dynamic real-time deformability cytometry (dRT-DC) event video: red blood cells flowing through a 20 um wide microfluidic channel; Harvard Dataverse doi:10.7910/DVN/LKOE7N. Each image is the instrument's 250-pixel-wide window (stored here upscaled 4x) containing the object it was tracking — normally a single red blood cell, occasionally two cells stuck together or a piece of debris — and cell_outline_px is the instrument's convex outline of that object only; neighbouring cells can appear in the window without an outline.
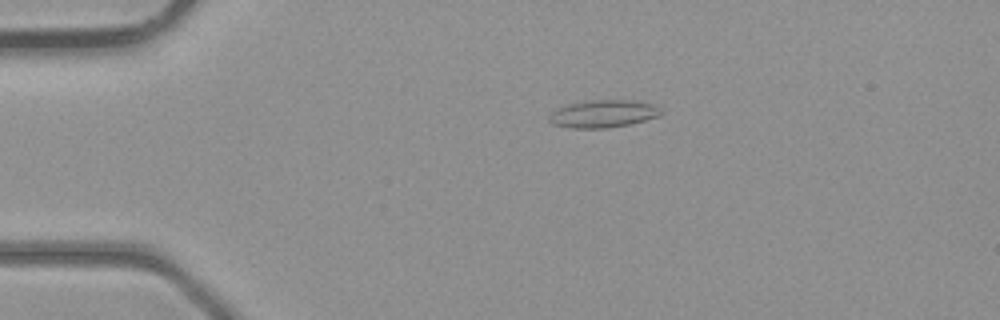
{"species": "common noctule bat (a hibernating species)", "species_latin": "Nyctalus noctula", "temperature_condition": "room temperature", "stored_images_in_passage": 5, "camera_frame_rate_fps": 3000, "um_per_image_px": 0.085, "animal": {"sex": "male", "body_mass_g": 23.1, "forearm_length_mm": 52.7}, "frame": {"image": 1, "passage_image": 5, "time_ms": 4.667, "image_size_px": [1000, 320], "cell_outline_px": [[664, 112], [660, 116], [628, 124], [608, 128], [572, 128], [552, 124], [548, 120], [548, 116], [556, 108], [568, 104], [592, 100], [636, 100], [652, 104], [664, 108]], "centroid_in_image_um": [51.3, 9.66], "position_along_channel_um": 33.7, "area_um2": 18.15}}